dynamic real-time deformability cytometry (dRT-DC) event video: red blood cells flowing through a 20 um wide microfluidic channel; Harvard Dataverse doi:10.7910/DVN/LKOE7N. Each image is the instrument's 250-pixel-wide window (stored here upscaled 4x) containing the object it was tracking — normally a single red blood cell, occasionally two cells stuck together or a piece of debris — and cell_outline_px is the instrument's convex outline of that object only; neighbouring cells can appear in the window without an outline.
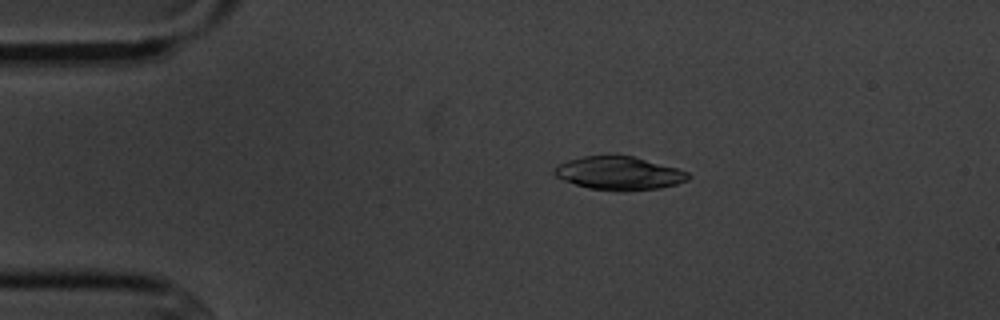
{"species": "common noctule bat (a hibernating species)", "species_latin": "Nyctalus noctula", "temperature_condition": "cold", "stored_images_in_passage": 6, "camera_frame_rate_fps": 3000, "um_per_image_px": 0.085, "animal": {"sex": "male", "body_mass_g": 20.1, "forearm_length_mm": 53.5}, "frame": {"image": 1, "passage_image": 4, "time_ms": 3.333, "image_size_px": [1000, 320], "cell_outline_px": [[692, 176], [688, 180], [676, 184], [660, 188], [620, 192], [588, 188], [564, 180], [556, 176], [552, 172], [560, 164], [568, 160], [584, 156], [612, 152], [632, 156], [676, 168], [688, 172]], "centroid_in_image_um": [52.62, 14.7], "position_along_channel_um": 32.4, "area_um2": 26.47}}
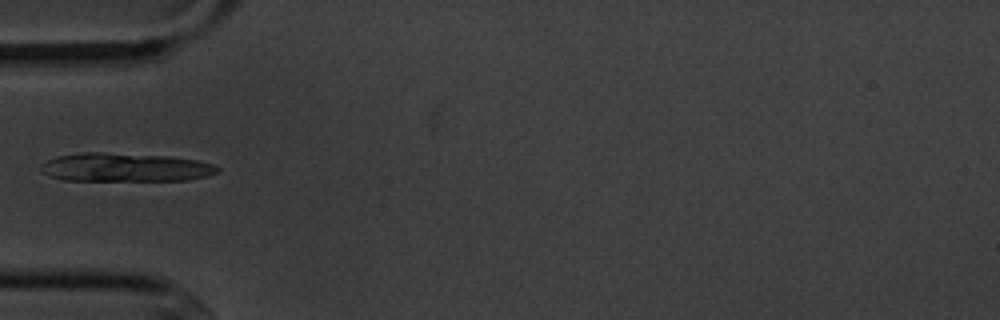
{"frame": {"image": 2, "passage_image": 6, "time_ms": 5.667, "image_size_px": [1000, 320], "cell_outline_px": [[220, 168], [216, 172], [204, 176], [188, 180], [64, 180], [52, 176], [44, 172], [40, 168], [40, 164], [56, 156], [80, 152], [104, 152], [168, 156], [196, 160], [212, 164]], "centroid_in_image_um": [10.61, 14.21], "position_along_channel_um": 74.4, "area_um2": 29.19}}